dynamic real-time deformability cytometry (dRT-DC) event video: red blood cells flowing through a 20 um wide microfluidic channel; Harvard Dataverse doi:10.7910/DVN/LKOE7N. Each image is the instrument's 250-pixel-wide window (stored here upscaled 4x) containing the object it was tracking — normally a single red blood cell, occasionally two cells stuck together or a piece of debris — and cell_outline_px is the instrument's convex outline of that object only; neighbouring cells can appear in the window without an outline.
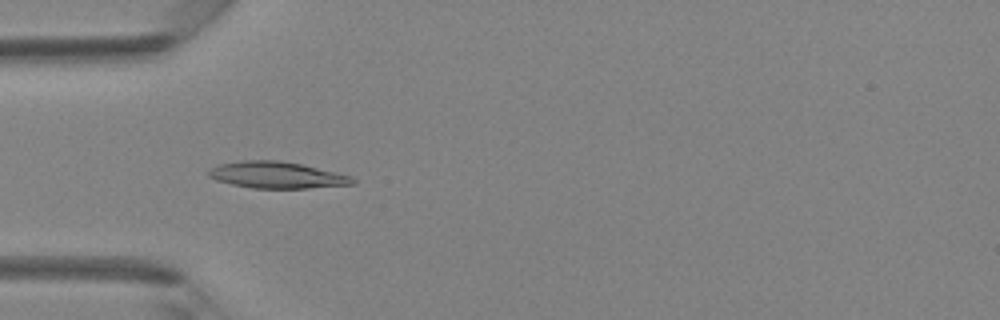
{"species": "Egyptian fruit bat (a non-hibernating species)", "species_latin": "Rousettus aegyptiacus", "temperature_condition": "room temperature", "stored_images_in_passage": 42, "camera_frame_rate_fps": 3000, "um_per_image_px": 0.085, "animal": {"sex": "female"}, "frame": {"image": 1, "passage_image": 13, "time_ms": 4.0, "image_size_px": [1000, 320], "cell_outline_px": [[356, 184], [308, 188], [252, 188], [232, 184], [216, 180], [208, 176], [208, 172], [212, 168], [220, 164], [240, 160], [280, 160], [300, 164], [336, 172], [352, 176], [356, 180]], "centroid_in_image_um": [23.55, 14.88], "position_along_channel_um": 61.4, "area_um2": 22.25}}
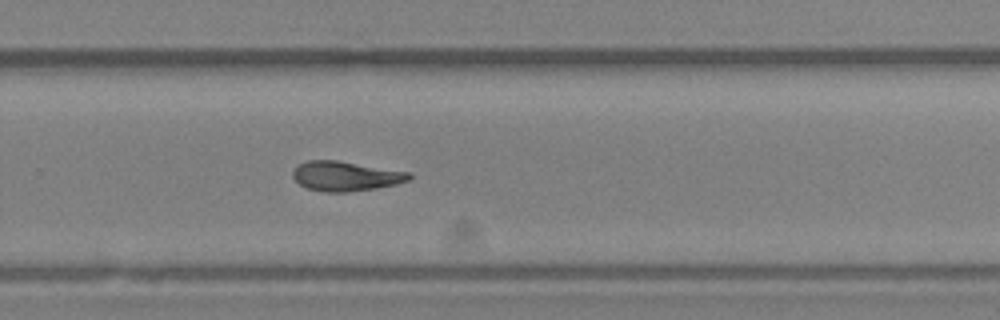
{"frame": {"image": 2, "passage_image": 28, "time_ms": 9.0, "image_size_px": [1000, 320], "cell_outline_px": [[412, 176], [408, 180], [396, 184], [376, 188], [348, 192], [324, 192], [308, 188], [300, 184], [292, 176], [292, 172], [296, 164], [308, 160], [336, 160], [412, 172]], "centroid_in_image_um": [29.37, 14.96], "position_along_channel_um": 300.4, "area_um2": 20.23}}
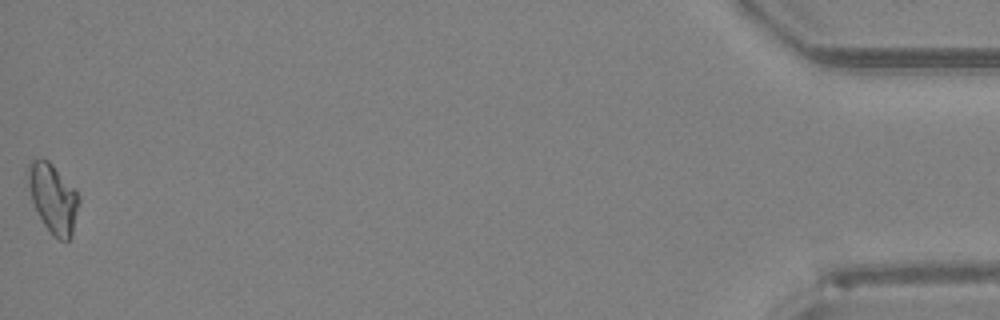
{"frame": {"image": 3, "passage_image": 42, "time_ms": 13.667, "image_size_px": [1000, 320], "cell_outline_px": [[80, 200], [72, 236], [68, 240], [60, 240], [52, 236], [44, 224], [32, 200], [28, 184], [28, 164], [36, 156], [48, 160], [76, 188]], "centroid_in_image_um": [4.53, 16.83], "position_along_channel_um": 430.7, "area_um2": 20.58}}